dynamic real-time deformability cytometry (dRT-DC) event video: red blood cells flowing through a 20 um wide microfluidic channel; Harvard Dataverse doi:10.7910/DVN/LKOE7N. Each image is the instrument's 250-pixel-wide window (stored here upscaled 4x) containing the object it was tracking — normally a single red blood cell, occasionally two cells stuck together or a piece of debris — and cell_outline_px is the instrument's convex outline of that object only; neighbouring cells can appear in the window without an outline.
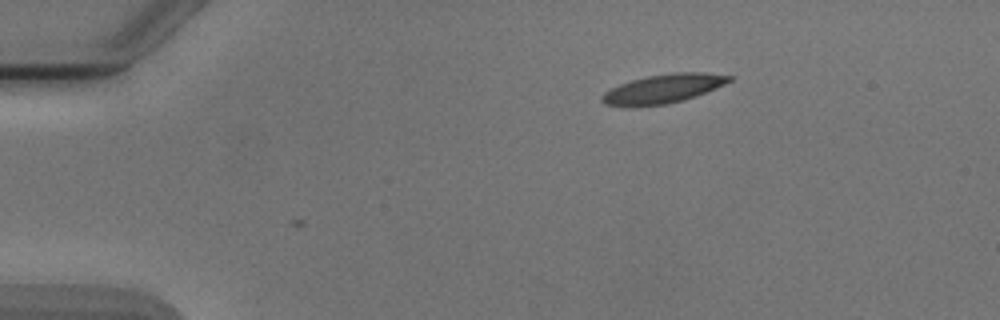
{"species": "Egyptian fruit bat (a non-hibernating species)", "species_latin": "Rousettus aegyptiacus", "temperature_condition": "cold", "stored_images_in_passage": 2, "camera_frame_rate_fps": 3000, "um_per_image_px": 0.085, "animal": {"sex": "male"}, "frame": {"image": 1, "passage_image": 1, "time_ms": 0.0, "image_size_px": [1000, 320], "cell_outline_px": [[732, 80], [716, 88], [696, 96], [684, 100], [668, 104], [636, 108], [632, 108], [604, 104], [600, 100], [600, 96], [604, 92], [620, 84], [632, 80], [648, 76], [672, 72], [704, 72], [732, 76]], "centroid_in_image_um": [56.33, 7.57], "position_along_channel_um": 28.7, "area_um2": 21.85}}